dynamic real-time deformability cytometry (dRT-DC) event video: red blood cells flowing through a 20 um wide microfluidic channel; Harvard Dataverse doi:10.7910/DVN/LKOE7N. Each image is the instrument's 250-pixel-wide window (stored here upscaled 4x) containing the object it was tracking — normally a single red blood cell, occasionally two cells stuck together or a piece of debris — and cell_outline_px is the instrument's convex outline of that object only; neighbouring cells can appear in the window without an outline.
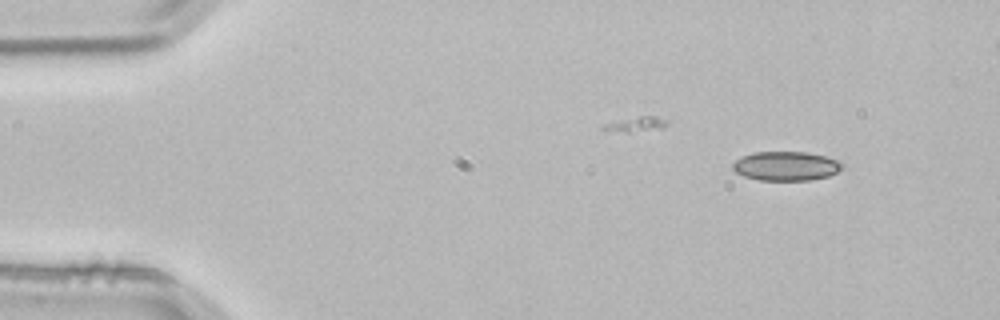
{"species": "common noctule bat (a hibernating species)", "species_latin": "Nyctalus noctula", "temperature_condition": "room temperature", "stored_images_in_passage": 4, "camera_frame_rate_fps": 3000, "um_per_image_px": 0.085, "animal": {"sex": "male", "body_mass_g": 21.5, "forearm_length_mm": 52.0}, "frame": {"image": 1, "passage_image": 1, "time_ms": 0.0, "image_size_px": [1000, 320], "cell_outline_px": [[844, 164], [836, 172], [828, 176], [812, 180], [760, 180], [744, 176], [736, 172], [732, 168], [732, 164], [736, 160], [752, 152], [808, 152], [840, 160]], "centroid_in_image_um": [66.82, 14.11], "position_along_channel_um": 18.2, "area_um2": 18.55}}